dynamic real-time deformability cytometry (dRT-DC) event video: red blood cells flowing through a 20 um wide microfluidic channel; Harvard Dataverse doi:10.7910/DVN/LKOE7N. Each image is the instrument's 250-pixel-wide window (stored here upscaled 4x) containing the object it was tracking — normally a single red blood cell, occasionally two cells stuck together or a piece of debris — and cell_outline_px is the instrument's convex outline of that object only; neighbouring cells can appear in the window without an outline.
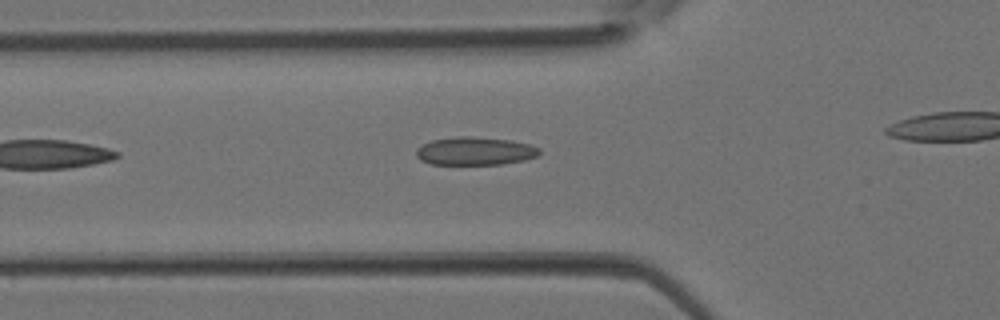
{"species": "Egyptian fruit bat (a non-hibernating species)", "species_latin": "Rousettus aegyptiacus", "temperature_condition": "room temperature", "stored_images_in_passage": 5, "camera_frame_rate_fps": 3000, "um_per_image_px": 0.085, "animal": {"sex": "female"}, "frame": {"image": 1, "passage_image": 4, "time_ms": 1.0, "image_size_px": [1000, 320], "cell_outline_px": [[540, 152], [536, 156], [524, 160], [500, 164], [432, 164], [420, 160], [416, 156], [416, 148], [432, 140], [456, 136], [472, 136], [512, 140], [528, 144], [540, 148]], "centroid_in_image_um": [40.36, 12.83], "position_along_channel_um": 85.4, "area_um2": 20.17}}